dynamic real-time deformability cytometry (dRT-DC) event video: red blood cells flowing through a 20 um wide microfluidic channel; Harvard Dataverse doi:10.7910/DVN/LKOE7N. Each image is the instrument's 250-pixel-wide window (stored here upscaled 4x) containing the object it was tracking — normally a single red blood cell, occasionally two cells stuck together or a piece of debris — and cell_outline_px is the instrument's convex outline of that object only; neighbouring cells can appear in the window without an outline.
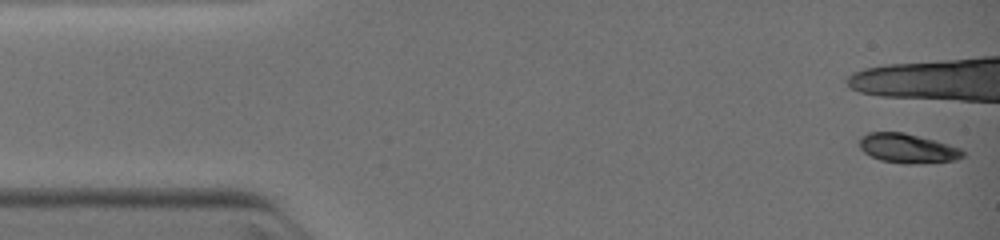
{"species": "common noctule bat (a hibernating species)", "species_latin": "Nyctalus noctula", "temperature_condition": "warm", "stored_images_in_passage": 7, "camera_frame_rate_fps": 3000, "um_per_image_px": 0.085, "animal": {"sex": "female", "body_mass_g": 19.0, "forearm_length_mm": 51.5}, "frame": {"image": 1, "passage_image": 1, "time_ms": 0.0, "image_size_px": [1000, 240], "cell_outline_px": [[964, 156], [956, 160], [912, 164], [904, 164], [880, 160], [864, 152], [860, 148], [860, 136], [868, 132], [904, 132], [936, 140], [960, 148], [964, 152]], "centroid_in_image_um": [77.14, 12.6], "position_along_channel_um": 7.9, "area_um2": 17.74}}